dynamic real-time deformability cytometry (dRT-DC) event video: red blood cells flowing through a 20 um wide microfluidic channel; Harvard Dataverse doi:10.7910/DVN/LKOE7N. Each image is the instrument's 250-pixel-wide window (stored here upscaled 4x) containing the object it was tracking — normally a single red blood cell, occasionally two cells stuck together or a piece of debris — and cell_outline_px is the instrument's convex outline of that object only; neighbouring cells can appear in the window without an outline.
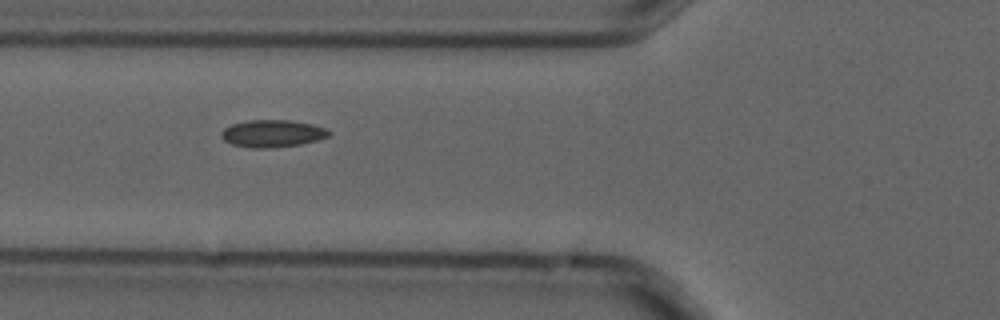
{"species": "common noctule bat (a hibernating species)", "species_latin": "Nyctalus noctula", "temperature_condition": "cold", "stored_images_in_passage": 5, "camera_frame_rate_fps": 3000, "um_per_image_px": 0.085, "animal": {"sex": "male", "forearm_length_mm": 52.5}, "frame": {"image": 1, "passage_image": 4, "time_ms": 1.0, "image_size_px": [1000, 320], "cell_outline_px": [[332, 132], [328, 136], [316, 140], [300, 144], [268, 148], [252, 148], [232, 144], [224, 140], [220, 136], [220, 132], [224, 128], [232, 124], [248, 120], [292, 120], [312, 124], [328, 128]], "centroid_in_image_um": [23.15, 11.34], "position_along_channel_um": 102.6, "area_um2": 17.17}}
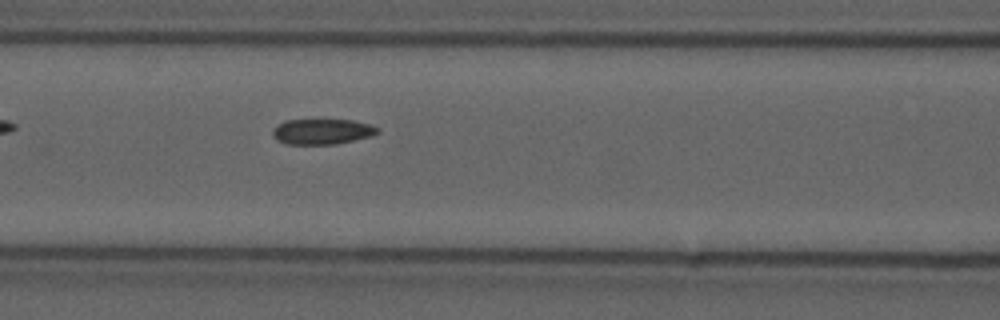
{"frame": {"image": 2, "passage_image": 5, "time_ms": 1.333, "image_size_px": [1000, 320], "cell_outline_px": [[380, 132], [372, 136], [336, 144], [288, 144], [276, 140], [272, 136], [272, 132], [276, 124], [284, 120], [352, 120], [368, 124], [380, 128]], "centroid_in_image_um": [27.36, 11.18], "position_along_channel_um": 139.2, "area_um2": 15.66}}